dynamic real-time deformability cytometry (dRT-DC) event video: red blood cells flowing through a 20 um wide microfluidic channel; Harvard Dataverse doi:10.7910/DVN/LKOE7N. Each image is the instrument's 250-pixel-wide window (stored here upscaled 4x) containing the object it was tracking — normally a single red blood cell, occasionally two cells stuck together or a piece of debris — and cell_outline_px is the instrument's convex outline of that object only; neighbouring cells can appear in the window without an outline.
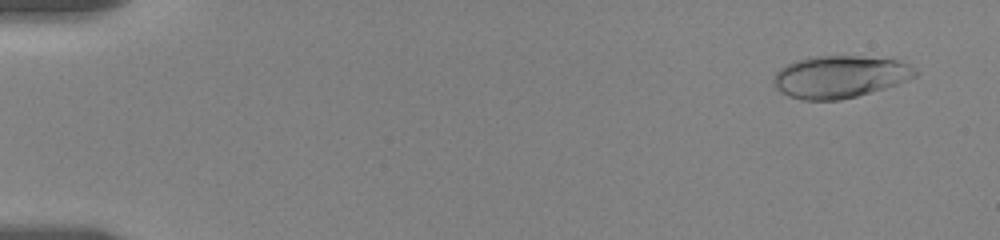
{"species": "human", "species_latin": "Homo sapiens", "temperature_condition": "room temperature", "stored_images_in_passage": 66, "camera_frame_rate_fps": 3000, "um_per_image_px": 0.085, "donor": {"sex": "female"}, "frame": {"image": 1, "passage_image": 3, "time_ms": 1.0, "image_size_px": [1000, 240], "cell_outline_px": [[916, 76], [896, 84], [884, 88], [856, 96], [840, 100], [804, 100], [788, 96], [780, 92], [772, 84], [772, 80], [776, 72], [784, 64], [808, 56], [860, 56], [900, 60], [912, 68], [916, 72]], "centroid_in_image_um": [71.3, 6.52], "position_along_channel_um": 13.7, "area_um2": 34.91}}
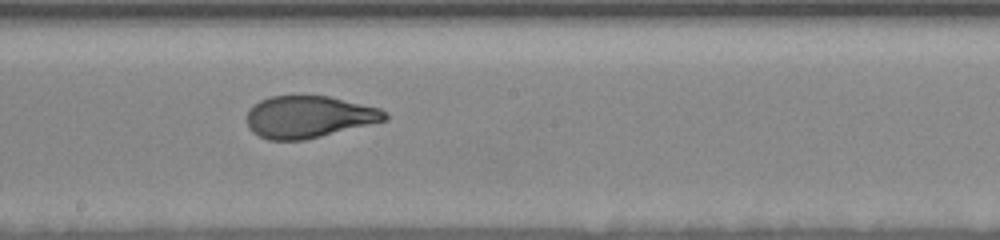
{"frame": {"image": 2, "passage_image": 30, "time_ms": 10.667, "image_size_px": [1000, 240], "cell_outline_px": [[388, 120], [304, 140], [268, 140], [252, 132], [248, 128], [248, 112], [260, 100], [272, 96], [328, 96], [380, 108], [388, 116]], "centroid_in_image_um": [26.26, 9.94], "position_along_channel_um": 221.9, "area_um2": 33.47}}
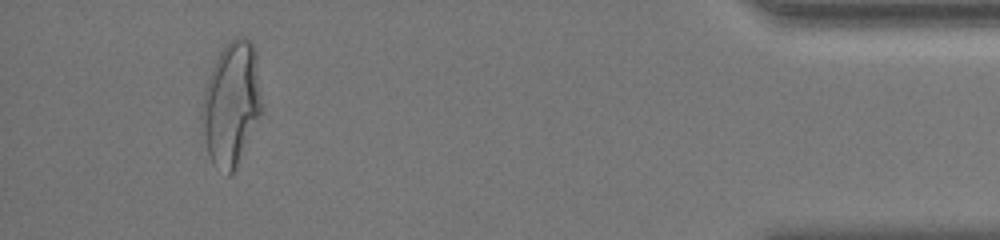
{"frame": {"image": 3, "passage_image": 61, "time_ms": 17.667, "image_size_px": [1000, 240], "cell_outline_px": [[260, 112], [236, 164], [232, 172], [228, 176], [216, 168], [212, 164], [208, 156], [200, 132], [200, 112], [204, 88], [216, 56], [224, 44], [232, 36], [244, 36], [256, 48], [260, 96]], "centroid_in_image_um": [19.58, 8.76], "position_along_channel_um": 415.6, "area_um2": 43.29}, "authors_computed_cell_mechanics": {"area_um2": 34.8823, "velocity_mm_per_s": 3.5591, "shape_relaxation_time_tau1_ms": 6.0753, "shape_relaxation_time_tau2_ms": 0.7721, "deformation_change_tau1": 0.2162, "deformation_change_tau2": 0.0732}}